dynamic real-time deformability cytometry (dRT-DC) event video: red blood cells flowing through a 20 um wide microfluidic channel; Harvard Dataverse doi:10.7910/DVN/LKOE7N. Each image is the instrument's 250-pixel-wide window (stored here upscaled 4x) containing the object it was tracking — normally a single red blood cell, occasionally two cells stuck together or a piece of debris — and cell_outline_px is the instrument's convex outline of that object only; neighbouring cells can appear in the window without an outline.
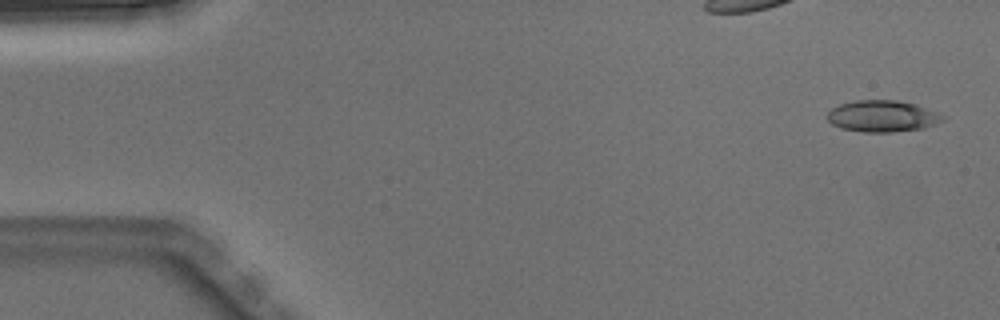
{"species": "Egyptian fruit bat (a non-hibernating species)", "species_latin": "Rousettus aegyptiacus", "temperature_condition": "warm", "stored_images_in_passage": 6, "camera_frame_rate_fps": 3000, "um_per_image_px": 0.085, "animal": {"sex": "male"}, "frame": {"image": 1, "passage_image": 1, "time_ms": 0.0, "image_size_px": [1000, 320], "cell_outline_px": [[944, 120], [924, 128], [892, 132], [864, 132], [840, 128], [832, 124], [828, 120], [828, 112], [832, 108], [840, 104], [856, 100], [896, 100], [916, 104], [936, 112], [944, 116]], "centroid_in_image_um": [74.99, 9.87], "position_along_channel_um": 10.0, "area_um2": 21.1}}
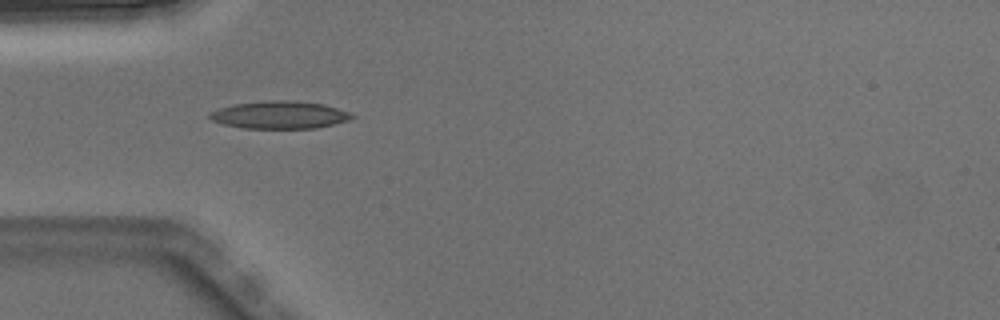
{"frame": {"image": 2, "passage_image": 4, "time_ms": 1.0, "image_size_px": [1000, 320], "cell_outline_px": [[356, 116], [348, 120], [316, 128], [244, 128], [224, 124], [212, 120], [208, 116], [208, 112], [220, 108], [236, 104], [264, 100], [288, 100], [324, 104], [352, 112]], "centroid_in_image_um": [23.79, 9.76], "position_along_channel_um": 61.2, "area_um2": 22.83}}